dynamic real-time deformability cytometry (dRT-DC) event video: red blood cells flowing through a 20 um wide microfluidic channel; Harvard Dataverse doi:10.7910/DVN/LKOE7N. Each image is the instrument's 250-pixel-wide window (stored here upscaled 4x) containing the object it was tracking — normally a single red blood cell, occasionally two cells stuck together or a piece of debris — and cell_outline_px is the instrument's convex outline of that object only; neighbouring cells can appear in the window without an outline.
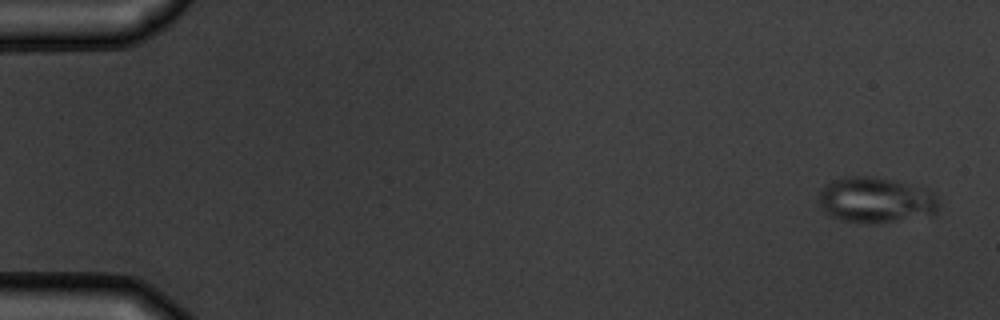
{"species": "common noctule bat (a hibernating species)", "species_latin": "Nyctalus noctula", "temperature_condition": "warm", "stored_images_in_passage": 5, "camera_frame_rate_fps": 3000, "um_per_image_px": 0.085, "animal": {"sex": "male", "body_mass_g": 19.5, "forearm_length_mm": 54.6}, "frame": {"image": 1, "passage_image": 1, "time_ms": 0.0, "image_size_px": [1000, 320], "cell_outline_px": [[940, 208], [936, 212], [892, 220], [868, 224], [840, 220], [824, 212], [820, 204], [820, 192], [824, 184], [832, 180], [844, 176], [868, 176], [892, 180], [932, 192], [936, 196], [940, 204]], "centroid_in_image_um": [74.35, 16.99], "position_along_channel_um": 10.6, "area_um2": 31.21}}